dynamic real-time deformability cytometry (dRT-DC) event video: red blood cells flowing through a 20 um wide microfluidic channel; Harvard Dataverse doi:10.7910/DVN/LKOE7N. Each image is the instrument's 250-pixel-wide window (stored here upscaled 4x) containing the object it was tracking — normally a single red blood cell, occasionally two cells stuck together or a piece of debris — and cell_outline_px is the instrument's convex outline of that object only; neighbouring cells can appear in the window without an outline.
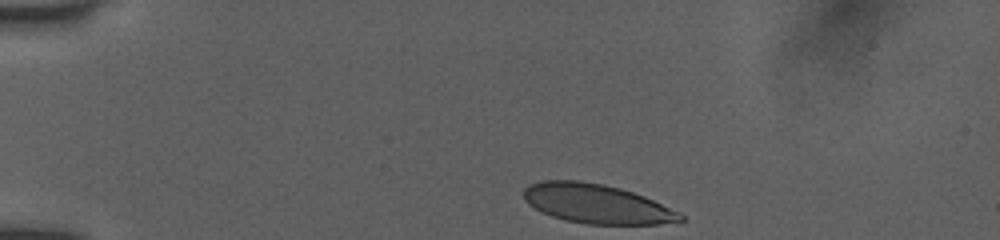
{"species": "human", "species_latin": "Homo sapiens", "temperature_condition": "room temperature", "stored_images_in_passage": 30, "camera_frame_rate_fps": 3000, "um_per_image_px": 0.085, "donor": {"sex": "female"}, "frame": {"image": 1, "passage_image": 1, "time_ms": 0.0, "image_size_px": [1000, 240], "cell_outline_px": [[684, 220], [660, 224], [584, 224], [564, 220], [552, 216], [528, 204], [524, 200], [524, 188], [528, 184], [540, 180], [580, 180], [604, 184], [620, 188], [644, 196], [680, 212], [684, 216]], "centroid_in_image_um": [50.7, 17.31], "position_along_channel_um": 34.3, "area_um2": 35.95}}
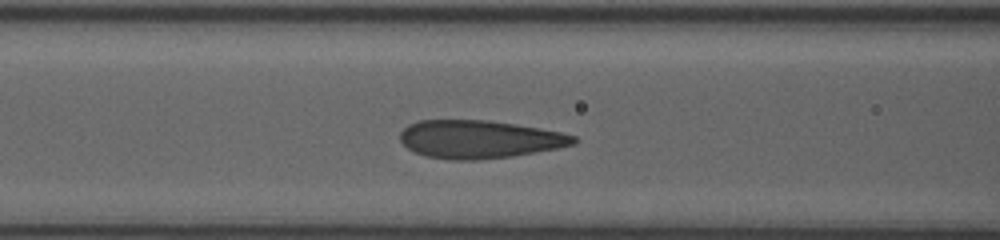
{"frame": {"image": 2, "passage_image": 18, "time_ms": 4.0, "image_size_px": [1000, 240], "cell_outline_px": [[576, 144], [556, 148], [512, 156], [476, 160], [452, 160], [428, 156], [416, 152], [408, 148], [400, 140], [400, 132], [408, 124], [420, 120], [488, 120], [516, 124], [540, 128], [560, 132], [576, 136]], "centroid_in_image_um": [40.73, 11.83], "position_along_channel_um": 125.9, "area_um2": 38.26}}
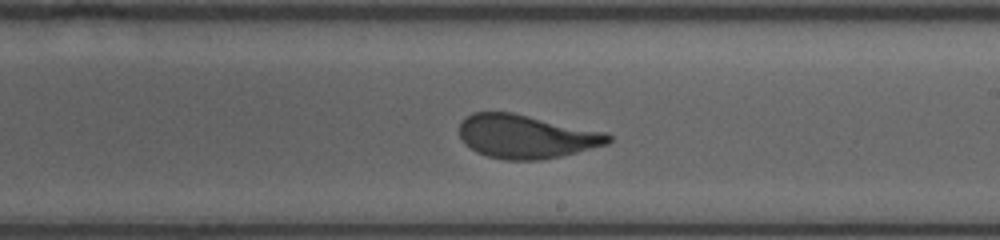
{"frame": {"image": 3, "passage_image": 30, "time_ms": 7.0, "image_size_px": [1000, 240], "cell_outline_px": [[612, 140], [608, 144], [560, 156], [540, 160], [504, 160], [488, 156], [476, 152], [464, 144], [460, 136], [460, 124], [472, 112], [512, 112], [608, 132], [612, 136]], "centroid_in_image_um": [44.75, 11.6], "position_along_channel_um": 244.3, "area_um2": 37.97}}